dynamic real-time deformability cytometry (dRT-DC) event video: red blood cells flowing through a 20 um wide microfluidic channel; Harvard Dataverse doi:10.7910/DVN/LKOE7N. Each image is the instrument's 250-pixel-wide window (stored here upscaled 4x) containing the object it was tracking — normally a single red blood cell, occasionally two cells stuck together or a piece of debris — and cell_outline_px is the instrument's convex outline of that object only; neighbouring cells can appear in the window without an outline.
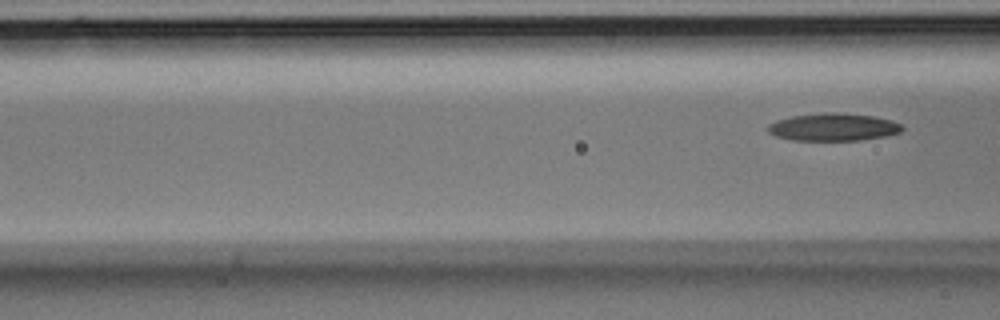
{"species": "Egyptian fruit bat (a non-hibernating species)", "species_latin": "Rousettus aegyptiacus", "temperature_condition": "room temperature", "stored_images_in_passage": 5, "segment_of_instrument_passage": [2, 2], "camera_frame_rate_fps": 3000, "um_per_image_px": 0.085, "animal": {"sex": "male"}, "frame": {"image": 1, "passage_image": 5, "time_ms": 1.333, "image_size_px": [1000, 320], "cell_outline_px": [[904, 128], [900, 132], [888, 136], [860, 140], [792, 140], [776, 136], [768, 132], [768, 124], [776, 120], [792, 116], [824, 112], [832, 112], [872, 116], [892, 120], [900, 124]], "centroid_in_image_um": [70.83, 10.8], "position_along_channel_um": 95.8, "area_um2": 21.56}}